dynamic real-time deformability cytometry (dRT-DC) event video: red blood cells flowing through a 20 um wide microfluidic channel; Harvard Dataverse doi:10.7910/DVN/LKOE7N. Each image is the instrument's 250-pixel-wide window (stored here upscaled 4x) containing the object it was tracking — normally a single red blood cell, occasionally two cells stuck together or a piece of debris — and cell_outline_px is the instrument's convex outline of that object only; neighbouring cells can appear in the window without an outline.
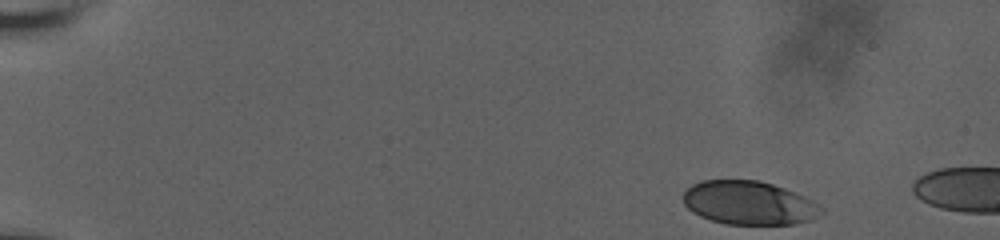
{"species": "human", "species_latin": "Homo sapiens", "temperature_condition": "room temperature", "stored_images_in_passage": 6, "camera_frame_rate_fps": 3000, "um_per_image_px": 0.085, "donor": {"sex": "male"}, "frame": {"image": 1, "passage_image": 1, "time_ms": 0.0, "image_size_px": [1000, 240], "cell_outline_px": [[824, 212], [820, 216], [812, 220], [792, 224], [724, 224], [700, 216], [692, 212], [684, 204], [684, 192], [692, 184], [700, 180], [760, 180], [784, 188], [804, 196], [812, 200], [824, 208]], "centroid_in_image_um": [63.68, 17.25], "position_along_channel_um": 21.3, "area_um2": 35.26}}